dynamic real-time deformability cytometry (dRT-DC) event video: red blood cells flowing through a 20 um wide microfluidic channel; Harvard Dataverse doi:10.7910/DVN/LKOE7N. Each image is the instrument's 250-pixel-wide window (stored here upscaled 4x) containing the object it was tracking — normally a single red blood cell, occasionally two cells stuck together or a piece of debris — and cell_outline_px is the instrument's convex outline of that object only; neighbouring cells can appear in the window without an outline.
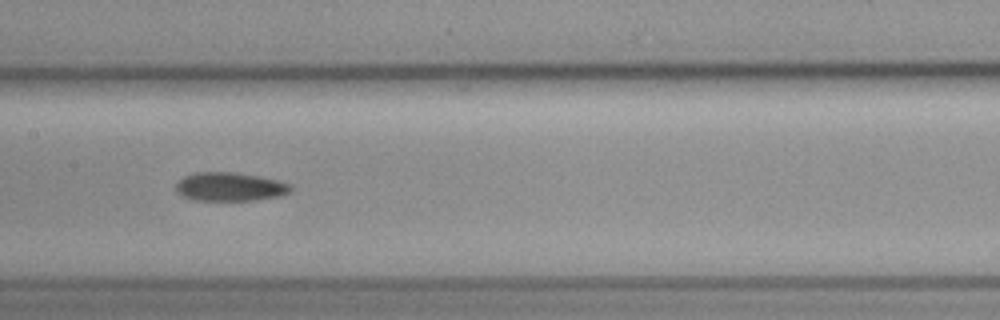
{"species": "common noctule bat (a hibernating species)", "species_latin": "Nyctalus noctula", "temperature_condition": "cold", "stored_images_in_passage": 11, "camera_frame_rate_fps": 3000, "um_per_image_px": 0.085, "animal": {"sex": "female", "body_mass_g": 19.3, "forearm_length_mm": 54.1}, "frame": {"image": 1, "passage_image": 8, "time_ms": 9.0, "image_size_px": [1000, 320], "cell_outline_px": [[292, 188], [288, 192], [280, 196], [252, 200], [192, 200], [180, 196], [176, 192], [176, 184], [184, 176], [196, 172], [236, 172], [260, 176], [276, 180], [288, 184]], "centroid_in_image_um": [19.48, 15.87], "position_along_channel_um": 187.9, "area_um2": 19.13}}